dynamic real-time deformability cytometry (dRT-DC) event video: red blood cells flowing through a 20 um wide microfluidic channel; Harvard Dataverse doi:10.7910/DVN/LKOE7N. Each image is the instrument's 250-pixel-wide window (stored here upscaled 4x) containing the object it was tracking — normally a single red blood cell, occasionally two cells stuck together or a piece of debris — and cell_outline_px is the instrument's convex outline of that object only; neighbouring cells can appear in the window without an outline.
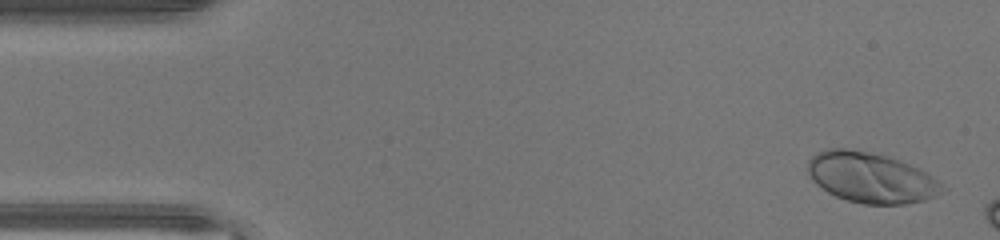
{"species": "human", "species_latin": "Homo sapiens", "temperature_condition": "warm", "stored_images_in_passage": 9, "camera_frame_rate_fps": 3000, "um_per_image_px": 0.085, "donor": {"sex": "male"}, "frame": {"image": 1, "passage_image": 2, "time_ms": 0.333, "image_size_px": [1000, 240], "cell_outline_px": [[948, 188], [944, 192], [924, 200], [904, 204], [864, 204], [848, 200], [836, 196], [828, 192], [816, 184], [808, 176], [808, 160], [816, 152], [824, 148], [848, 148], [888, 156], [900, 160], [920, 168], [928, 172]], "centroid_in_image_um": [74.05, 15.09], "position_along_channel_um": 11.0, "area_um2": 39.88}}